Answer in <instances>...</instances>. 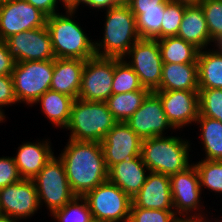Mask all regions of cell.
<instances>
[{"label": "cell", "instance_id": "ab89813d", "mask_svg": "<svg viewBox=\"0 0 222 222\" xmlns=\"http://www.w3.org/2000/svg\"><path fill=\"white\" fill-rule=\"evenodd\" d=\"M43 12L47 17L57 14L58 0H25Z\"/></svg>", "mask_w": 222, "mask_h": 222}, {"label": "cell", "instance_id": "e0dca14e", "mask_svg": "<svg viewBox=\"0 0 222 222\" xmlns=\"http://www.w3.org/2000/svg\"><path fill=\"white\" fill-rule=\"evenodd\" d=\"M154 92L160 97L166 117L175 129L196 123L199 115V91Z\"/></svg>", "mask_w": 222, "mask_h": 222}, {"label": "cell", "instance_id": "7dc6e473", "mask_svg": "<svg viewBox=\"0 0 222 222\" xmlns=\"http://www.w3.org/2000/svg\"><path fill=\"white\" fill-rule=\"evenodd\" d=\"M119 4H128L130 0H116Z\"/></svg>", "mask_w": 222, "mask_h": 222}, {"label": "cell", "instance_id": "f1b7e54d", "mask_svg": "<svg viewBox=\"0 0 222 222\" xmlns=\"http://www.w3.org/2000/svg\"><path fill=\"white\" fill-rule=\"evenodd\" d=\"M169 1L159 4L158 8L131 9L136 17V29L141 39H160L164 9Z\"/></svg>", "mask_w": 222, "mask_h": 222}, {"label": "cell", "instance_id": "ee69618b", "mask_svg": "<svg viewBox=\"0 0 222 222\" xmlns=\"http://www.w3.org/2000/svg\"><path fill=\"white\" fill-rule=\"evenodd\" d=\"M59 2H62V5L66 9H72L78 2L79 0H59Z\"/></svg>", "mask_w": 222, "mask_h": 222}, {"label": "cell", "instance_id": "4dcf8cb0", "mask_svg": "<svg viewBox=\"0 0 222 222\" xmlns=\"http://www.w3.org/2000/svg\"><path fill=\"white\" fill-rule=\"evenodd\" d=\"M51 216L58 222H95L83 196H75L64 207L54 210Z\"/></svg>", "mask_w": 222, "mask_h": 222}, {"label": "cell", "instance_id": "60d3db41", "mask_svg": "<svg viewBox=\"0 0 222 222\" xmlns=\"http://www.w3.org/2000/svg\"><path fill=\"white\" fill-rule=\"evenodd\" d=\"M80 3L85 4L86 6L92 7V9L98 10H107L114 6L119 5L116 0H79V2L72 8V10H77Z\"/></svg>", "mask_w": 222, "mask_h": 222}, {"label": "cell", "instance_id": "3957f363", "mask_svg": "<svg viewBox=\"0 0 222 222\" xmlns=\"http://www.w3.org/2000/svg\"><path fill=\"white\" fill-rule=\"evenodd\" d=\"M75 12L66 9V15L57 13L47 17L46 26L55 58L87 60L96 56L94 42L87 37L76 20L72 19Z\"/></svg>", "mask_w": 222, "mask_h": 222}, {"label": "cell", "instance_id": "52a82bcc", "mask_svg": "<svg viewBox=\"0 0 222 222\" xmlns=\"http://www.w3.org/2000/svg\"><path fill=\"white\" fill-rule=\"evenodd\" d=\"M95 222H128L132 198L117 185L106 181L83 196Z\"/></svg>", "mask_w": 222, "mask_h": 222}, {"label": "cell", "instance_id": "ffe728a7", "mask_svg": "<svg viewBox=\"0 0 222 222\" xmlns=\"http://www.w3.org/2000/svg\"><path fill=\"white\" fill-rule=\"evenodd\" d=\"M49 143L46 139L37 143H23L18 147L14 160L23 179H33L54 156Z\"/></svg>", "mask_w": 222, "mask_h": 222}, {"label": "cell", "instance_id": "44dd1931", "mask_svg": "<svg viewBox=\"0 0 222 222\" xmlns=\"http://www.w3.org/2000/svg\"><path fill=\"white\" fill-rule=\"evenodd\" d=\"M86 60L55 58L50 90L78 98Z\"/></svg>", "mask_w": 222, "mask_h": 222}, {"label": "cell", "instance_id": "ac0fdd59", "mask_svg": "<svg viewBox=\"0 0 222 222\" xmlns=\"http://www.w3.org/2000/svg\"><path fill=\"white\" fill-rule=\"evenodd\" d=\"M140 191L132 197L136 207L158 210H174L170 177L155 172H148Z\"/></svg>", "mask_w": 222, "mask_h": 222}, {"label": "cell", "instance_id": "1f68e13d", "mask_svg": "<svg viewBox=\"0 0 222 222\" xmlns=\"http://www.w3.org/2000/svg\"><path fill=\"white\" fill-rule=\"evenodd\" d=\"M200 178V186L222 194V161L201 160L194 164Z\"/></svg>", "mask_w": 222, "mask_h": 222}, {"label": "cell", "instance_id": "4316f807", "mask_svg": "<svg viewBox=\"0 0 222 222\" xmlns=\"http://www.w3.org/2000/svg\"><path fill=\"white\" fill-rule=\"evenodd\" d=\"M151 91L147 88L127 93L112 94L105 102L118 122H126L141 106Z\"/></svg>", "mask_w": 222, "mask_h": 222}, {"label": "cell", "instance_id": "d4e9b609", "mask_svg": "<svg viewBox=\"0 0 222 222\" xmlns=\"http://www.w3.org/2000/svg\"><path fill=\"white\" fill-rule=\"evenodd\" d=\"M74 98L69 95L47 90L35 104L40 103L42 112L46 115L55 127L65 129L70 118L71 107L74 102Z\"/></svg>", "mask_w": 222, "mask_h": 222}, {"label": "cell", "instance_id": "30bf717a", "mask_svg": "<svg viewBox=\"0 0 222 222\" xmlns=\"http://www.w3.org/2000/svg\"><path fill=\"white\" fill-rule=\"evenodd\" d=\"M114 58L87 59L81 75L78 98L84 101L105 102L112 95Z\"/></svg>", "mask_w": 222, "mask_h": 222}, {"label": "cell", "instance_id": "d6986e66", "mask_svg": "<svg viewBox=\"0 0 222 222\" xmlns=\"http://www.w3.org/2000/svg\"><path fill=\"white\" fill-rule=\"evenodd\" d=\"M146 171L149 170L142 156L133 157L111 166L108 169V181L117 185L132 198L145 183L148 175Z\"/></svg>", "mask_w": 222, "mask_h": 222}, {"label": "cell", "instance_id": "836d02e7", "mask_svg": "<svg viewBox=\"0 0 222 222\" xmlns=\"http://www.w3.org/2000/svg\"><path fill=\"white\" fill-rule=\"evenodd\" d=\"M199 114L222 123V89H199Z\"/></svg>", "mask_w": 222, "mask_h": 222}, {"label": "cell", "instance_id": "f35d334b", "mask_svg": "<svg viewBox=\"0 0 222 222\" xmlns=\"http://www.w3.org/2000/svg\"><path fill=\"white\" fill-rule=\"evenodd\" d=\"M15 63V60L9 54L5 42L0 40V76H12Z\"/></svg>", "mask_w": 222, "mask_h": 222}, {"label": "cell", "instance_id": "2e32d148", "mask_svg": "<svg viewBox=\"0 0 222 222\" xmlns=\"http://www.w3.org/2000/svg\"><path fill=\"white\" fill-rule=\"evenodd\" d=\"M100 143L107 169L124 160L141 156L142 139L126 122H117Z\"/></svg>", "mask_w": 222, "mask_h": 222}, {"label": "cell", "instance_id": "603a6c76", "mask_svg": "<svg viewBox=\"0 0 222 222\" xmlns=\"http://www.w3.org/2000/svg\"><path fill=\"white\" fill-rule=\"evenodd\" d=\"M199 91L197 63H163L160 87L156 91Z\"/></svg>", "mask_w": 222, "mask_h": 222}, {"label": "cell", "instance_id": "e575fe53", "mask_svg": "<svg viewBox=\"0 0 222 222\" xmlns=\"http://www.w3.org/2000/svg\"><path fill=\"white\" fill-rule=\"evenodd\" d=\"M188 5L169 1L164 9L161 23L160 39L177 36L181 20Z\"/></svg>", "mask_w": 222, "mask_h": 222}, {"label": "cell", "instance_id": "ba28073f", "mask_svg": "<svg viewBox=\"0 0 222 222\" xmlns=\"http://www.w3.org/2000/svg\"><path fill=\"white\" fill-rule=\"evenodd\" d=\"M32 181L37 189L40 205L45 203L50 214L64 207L76 196L70 188L63 162L55 155Z\"/></svg>", "mask_w": 222, "mask_h": 222}, {"label": "cell", "instance_id": "bcb514c9", "mask_svg": "<svg viewBox=\"0 0 222 222\" xmlns=\"http://www.w3.org/2000/svg\"><path fill=\"white\" fill-rule=\"evenodd\" d=\"M19 222V220L14 219L8 215L0 214V222Z\"/></svg>", "mask_w": 222, "mask_h": 222}, {"label": "cell", "instance_id": "9c48e42d", "mask_svg": "<svg viewBox=\"0 0 222 222\" xmlns=\"http://www.w3.org/2000/svg\"><path fill=\"white\" fill-rule=\"evenodd\" d=\"M129 56V57H128ZM128 63L138 75L141 85L151 92L160 87L163 62L156 39H139L125 55Z\"/></svg>", "mask_w": 222, "mask_h": 222}, {"label": "cell", "instance_id": "5bb4252c", "mask_svg": "<svg viewBox=\"0 0 222 222\" xmlns=\"http://www.w3.org/2000/svg\"><path fill=\"white\" fill-rule=\"evenodd\" d=\"M39 208V197L32 179H22L0 189V214L21 220L32 217Z\"/></svg>", "mask_w": 222, "mask_h": 222}, {"label": "cell", "instance_id": "d590c367", "mask_svg": "<svg viewBox=\"0 0 222 222\" xmlns=\"http://www.w3.org/2000/svg\"><path fill=\"white\" fill-rule=\"evenodd\" d=\"M174 210L146 209L131 205L128 222H179Z\"/></svg>", "mask_w": 222, "mask_h": 222}, {"label": "cell", "instance_id": "5b68a950", "mask_svg": "<svg viewBox=\"0 0 222 222\" xmlns=\"http://www.w3.org/2000/svg\"><path fill=\"white\" fill-rule=\"evenodd\" d=\"M117 122L106 102L76 98L65 129L71 131L69 139L101 142Z\"/></svg>", "mask_w": 222, "mask_h": 222}, {"label": "cell", "instance_id": "277c9868", "mask_svg": "<svg viewBox=\"0 0 222 222\" xmlns=\"http://www.w3.org/2000/svg\"><path fill=\"white\" fill-rule=\"evenodd\" d=\"M189 151V141L176 136H158L142 140L141 156L149 172L169 177L192 165L189 163Z\"/></svg>", "mask_w": 222, "mask_h": 222}, {"label": "cell", "instance_id": "cb8c5ba5", "mask_svg": "<svg viewBox=\"0 0 222 222\" xmlns=\"http://www.w3.org/2000/svg\"><path fill=\"white\" fill-rule=\"evenodd\" d=\"M204 50L197 59L199 89H222V51L217 46Z\"/></svg>", "mask_w": 222, "mask_h": 222}, {"label": "cell", "instance_id": "b9f144b4", "mask_svg": "<svg viewBox=\"0 0 222 222\" xmlns=\"http://www.w3.org/2000/svg\"><path fill=\"white\" fill-rule=\"evenodd\" d=\"M165 1L166 0H130L128 6L130 9L158 8V5L164 3Z\"/></svg>", "mask_w": 222, "mask_h": 222}, {"label": "cell", "instance_id": "d6a6232c", "mask_svg": "<svg viewBox=\"0 0 222 222\" xmlns=\"http://www.w3.org/2000/svg\"><path fill=\"white\" fill-rule=\"evenodd\" d=\"M199 5L203 9L211 40L217 45L222 40V0H202Z\"/></svg>", "mask_w": 222, "mask_h": 222}, {"label": "cell", "instance_id": "9a60e30c", "mask_svg": "<svg viewBox=\"0 0 222 222\" xmlns=\"http://www.w3.org/2000/svg\"><path fill=\"white\" fill-rule=\"evenodd\" d=\"M126 123L142 140L164 136L163 132L168 128L175 129L166 117L160 97L154 91L147 95Z\"/></svg>", "mask_w": 222, "mask_h": 222}, {"label": "cell", "instance_id": "f6af8a7d", "mask_svg": "<svg viewBox=\"0 0 222 222\" xmlns=\"http://www.w3.org/2000/svg\"><path fill=\"white\" fill-rule=\"evenodd\" d=\"M170 1L190 6V5H199L202 0H170Z\"/></svg>", "mask_w": 222, "mask_h": 222}, {"label": "cell", "instance_id": "74e56055", "mask_svg": "<svg viewBox=\"0 0 222 222\" xmlns=\"http://www.w3.org/2000/svg\"><path fill=\"white\" fill-rule=\"evenodd\" d=\"M18 103L14 92V83L12 76H0V113L4 116L2 107L12 106Z\"/></svg>", "mask_w": 222, "mask_h": 222}, {"label": "cell", "instance_id": "4fadbf2b", "mask_svg": "<svg viewBox=\"0 0 222 222\" xmlns=\"http://www.w3.org/2000/svg\"><path fill=\"white\" fill-rule=\"evenodd\" d=\"M170 184L175 214H178L179 218L190 216L191 212V216H202L204 213L200 209L203 207V205L200 206L202 188L194 163L186 170L171 175ZM197 210L199 213H196Z\"/></svg>", "mask_w": 222, "mask_h": 222}, {"label": "cell", "instance_id": "c3c4849f", "mask_svg": "<svg viewBox=\"0 0 222 222\" xmlns=\"http://www.w3.org/2000/svg\"><path fill=\"white\" fill-rule=\"evenodd\" d=\"M215 46H217L220 50H222V40Z\"/></svg>", "mask_w": 222, "mask_h": 222}, {"label": "cell", "instance_id": "8d00e7d4", "mask_svg": "<svg viewBox=\"0 0 222 222\" xmlns=\"http://www.w3.org/2000/svg\"><path fill=\"white\" fill-rule=\"evenodd\" d=\"M14 157H0V189L21 181Z\"/></svg>", "mask_w": 222, "mask_h": 222}, {"label": "cell", "instance_id": "681fc988", "mask_svg": "<svg viewBox=\"0 0 222 222\" xmlns=\"http://www.w3.org/2000/svg\"><path fill=\"white\" fill-rule=\"evenodd\" d=\"M5 116H3L1 113H0V123H2L4 120H5ZM2 121V122H1Z\"/></svg>", "mask_w": 222, "mask_h": 222}, {"label": "cell", "instance_id": "83f0119b", "mask_svg": "<svg viewBox=\"0 0 222 222\" xmlns=\"http://www.w3.org/2000/svg\"><path fill=\"white\" fill-rule=\"evenodd\" d=\"M196 123L201 128L200 138L206 154L204 159L222 161V123L200 114Z\"/></svg>", "mask_w": 222, "mask_h": 222}, {"label": "cell", "instance_id": "7c38bea8", "mask_svg": "<svg viewBox=\"0 0 222 222\" xmlns=\"http://www.w3.org/2000/svg\"><path fill=\"white\" fill-rule=\"evenodd\" d=\"M4 42L16 63L55 59L47 26L14 34Z\"/></svg>", "mask_w": 222, "mask_h": 222}, {"label": "cell", "instance_id": "f546056e", "mask_svg": "<svg viewBox=\"0 0 222 222\" xmlns=\"http://www.w3.org/2000/svg\"><path fill=\"white\" fill-rule=\"evenodd\" d=\"M142 88L139 77L133 68L123 58H114L112 94L127 93Z\"/></svg>", "mask_w": 222, "mask_h": 222}, {"label": "cell", "instance_id": "484cf974", "mask_svg": "<svg viewBox=\"0 0 222 222\" xmlns=\"http://www.w3.org/2000/svg\"><path fill=\"white\" fill-rule=\"evenodd\" d=\"M163 63H197L200 49L177 36L157 40Z\"/></svg>", "mask_w": 222, "mask_h": 222}, {"label": "cell", "instance_id": "7a4b0ae2", "mask_svg": "<svg viewBox=\"0 0 222 222\" xmlns=\"http://www.w3.org/2000/svg\"><path fill=\"white\" fill-rule=\"evenodd\" d=\"M105 11L104 36L102 42L94 41L95 54L98 57L126 59L129 49L140 39L136 17L128 4H119Z\"/></svg>", "mask_w": 222, "mask_h": 222}, {"label": "cell", "instance_id": "8992f818", "mask_svg": "<svg viewBox=\"0 0 222 222\" xmlns=\"http://www.w3.org/2000/svg\"><path fill=\"white\" fill-rule=\"evenodd\" d=\"M53 72L54 60L15 63L12 78L18 103L24 102L32 107L40 96L50 90Z\"/></svg>", "mask_w": 222, "mask_h": 222}, {"label": "cell", "instance_id": "8fae6325", "mask_svg": "<svg viewBox=\"0 0 222 222\" xmlns=\"http://www.w3.org/2000/svg\"><path fill=\"white\" fill-rule=\"evenodd\" d=\"M47 16L25 0L0 1V40L46 26Z\"/></svg>", "mask_w": 222, "mask_h": 222}, {"label": "cell", "instance_id": "7402d4cb", "mask_svg": "<svg viewBox=\"0 0 222 222\" xmlns=\"http://www.w3.org/2000/svg\"><path fill=\"white\" fill-rule=\"evenodd\" d=\"M177 37L192 43L200 50L211 45L210 33L203 9L200 5H190L185 8Z\"/></svg>", "mask_w": 222, "mask_h": 222}, {"label": "cell", "instance_id": "7bdbcfd3", "mask_svg": "<svg viewBox=\"0 0 222 222\" xmlns=\"http://www.w3.org/2000/svg\"><path fill=\"white\" fill-rule=\"evenodd\" d=\"M205 218L206 217H205L204 214L202 216H191L190 215V216H186V217L180 218V221L181 222H210V221H208ZM216 222H218V221L216 220Z\"/></svg>", "mask_w": 222, "mask_h": 222}, {"label": "cell", "instance_id": "6da1fadb", "mask_svg": "<svg viewBox=\"0 0 222 222\" xmlns=\"http://www.w3.org/2000/svg\"><path fill=\"white\" fill-rule=\"evenodd\" d=\"M66 145L59 158L76 196H84L108 180V169L100 142L69 139Z\"/></svg>", "mask_w": 222, "mask_h": 222}]
</instances>
